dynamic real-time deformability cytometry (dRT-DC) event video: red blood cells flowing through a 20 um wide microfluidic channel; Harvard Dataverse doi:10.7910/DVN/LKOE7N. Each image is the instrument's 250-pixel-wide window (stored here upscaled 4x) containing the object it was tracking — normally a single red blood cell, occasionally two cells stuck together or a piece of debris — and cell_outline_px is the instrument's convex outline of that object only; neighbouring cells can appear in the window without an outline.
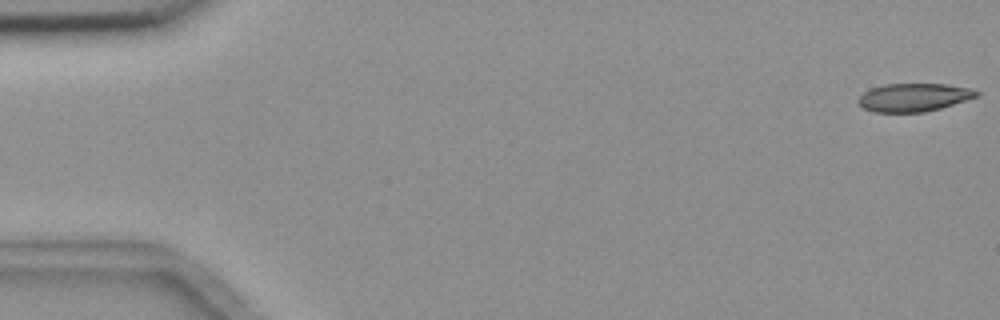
{"species": "common noctule bat (a hibernating species)", "species_latin": "Nyctalus noctula", "temperature_condition": "room temperature", "stored_images_in_passage": 4, "camera_frame_rate_fps": 3000, "um_per_image_px": 0.085, "animal": {"sex": "female", "body_mass_g": 18.4}, "frame": {"image": 1, "passage_image": 1, "time_ms": 0.0, "image_size_px": [1000, 320], "cell_outline_px": [[980, 96], [940, 108], [924, 112], [876, 112], [864, 108], [856, 100], [864, 92], [872, 88], [884, 84], [944, 84], [968, 88], [980, 92]], "centroid_in_image_um": [77.68, 8.28], "position_along_channel_um": 7.3, "area_um2": 19.25}}
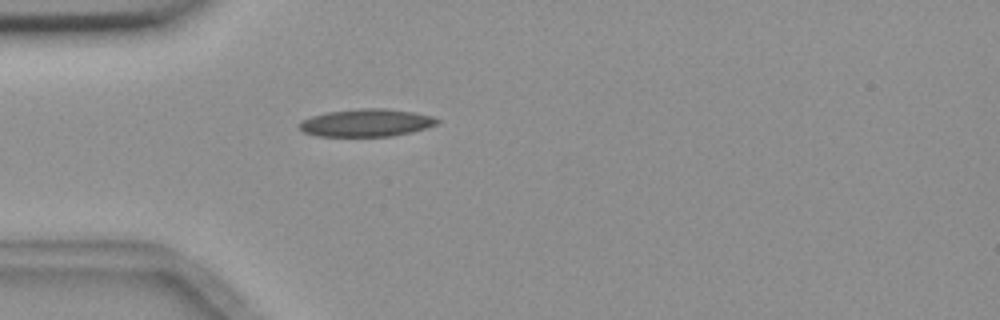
{"frame": {"image": 2, "passage_image": 4, "time_ms": 5.0, "image_size_px": [1000, 320], "cell_outline_px": [[440, 120], [436, 124], [412, 132], [392, 136], [316, 136], [304, 132], [300, 128], [300, 120], [312, 116], [328, 112], [360, 108], [384, 108], [412, 112], [432, 116]], "centroid_in_image_um": [31.12, 10.44], "position_along_channel_um": 53.9, "area_um2": 22.02}}